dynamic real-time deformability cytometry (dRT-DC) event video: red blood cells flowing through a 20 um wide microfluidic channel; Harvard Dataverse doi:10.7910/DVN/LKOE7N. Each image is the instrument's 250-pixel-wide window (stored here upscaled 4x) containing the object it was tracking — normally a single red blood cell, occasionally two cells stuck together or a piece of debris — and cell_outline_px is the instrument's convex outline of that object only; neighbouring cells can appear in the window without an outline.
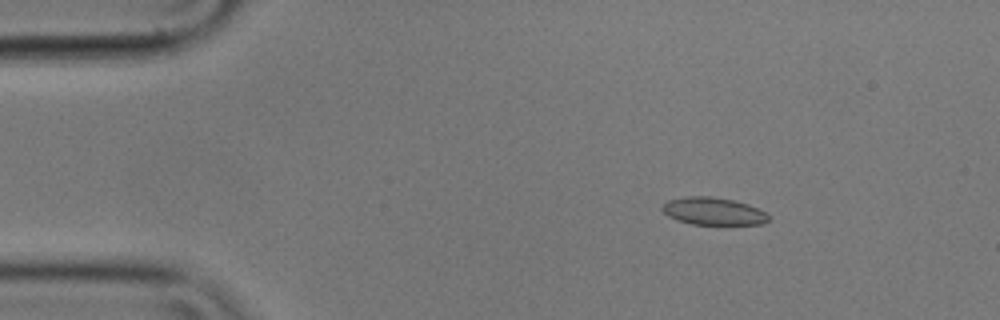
{"species": "common noctule bat (a hibernating species)", "species_latin": "Nyctalus noctula", "temperature_condition": "cold", "stored_images_in_passage": 57, "camera_frame_rate_fps": 3000, "um_per_image_px": 0.085, "animal": {"sex": "male", "body_mass_g": 17.9}, "frame": {"image": 1, "passage_image": 9, "time_ms": 2.667, "image_size_px": [1000, 320], "cell_outline_px": [[768, 220], [764, 224], [692, 224], [676, 220], [668, 216], [660, 208], [668, 200], [688, 196], [712, 196], [732, 200], [748, 204], [768, 212]], "centroid_in_image_um": [60.63, 17.95], "position_along_channel_um": 24.4, "area_um2": 17.05}}
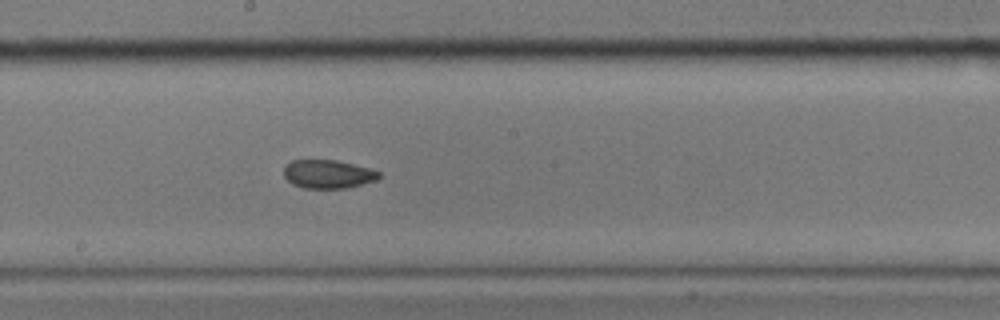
{"frame": {"image": 2, "passage_image": 31, "time_ms": 10.0, "image_size_px": [1000, 320], "cell_outline_px": [[380, 176], [376, 180], [348, 188], [304, 188], [292, 184], [284, 176], [284, 168], [292, 160], [336, 160], [368, 168], [380, 172]], "centroid_in_image_um": [27.87, 14.8], "position_along_channel_um": 220.3, "area_um2": 15.66}}
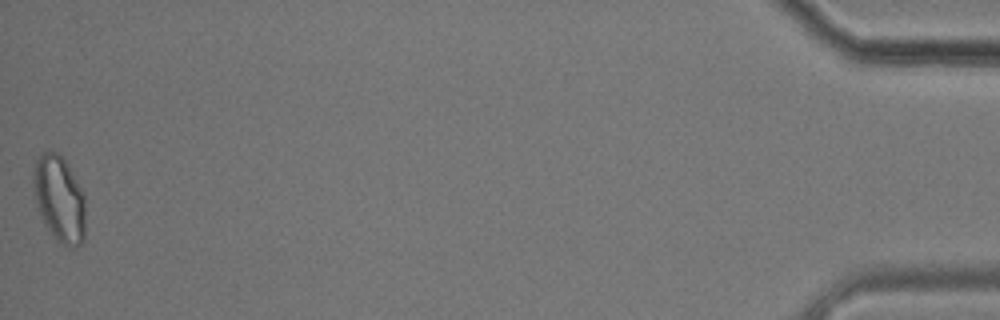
{"frame": {"image": 3, "passage_image": 57, "time_ms": 18.667, "image_size_px": [1000, 320], "cell_outline_px": [[84, 240], [76, 248], [72, 248], [60, 244], [56, 240], [48, 228], [40, 212], [36, 200], [32, 180], [32, 176], [36, 160], [44, 152], [56, 152], [64, 160], [84, 192]], "centroid_in_image_um": [5.06, 16.93], "position_along_channel_um": 430.1, "area_um2": 25.78}, "authors_computed_cell_mechanics": {"area_um2": 17.2244, "velocity_mm_per_s": 3.5379, "shape_relaxation_time_tau1_ms": null, "shape_relaxation_time_tau2_ms": 2.3875, "deformation_change_tau1": null, "deformation_change_tau2": 0.0688}}